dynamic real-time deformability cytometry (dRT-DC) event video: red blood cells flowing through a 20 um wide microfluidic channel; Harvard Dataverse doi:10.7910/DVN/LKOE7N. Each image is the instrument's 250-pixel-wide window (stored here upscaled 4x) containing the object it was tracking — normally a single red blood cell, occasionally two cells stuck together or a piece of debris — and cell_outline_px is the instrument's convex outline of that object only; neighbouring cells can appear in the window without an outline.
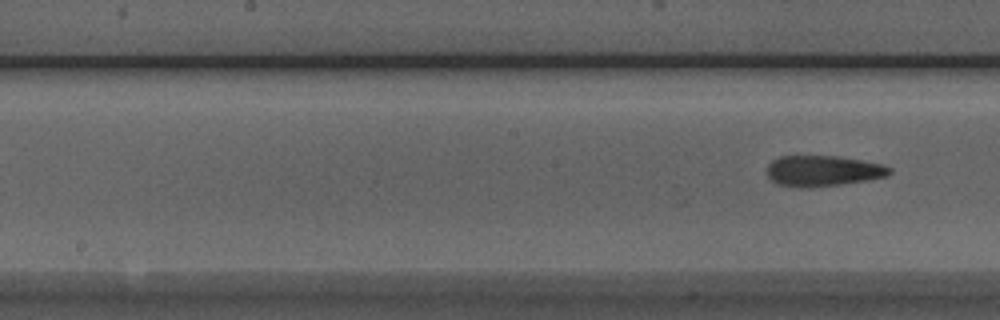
{"species": "Egyptian fruit bat (a non-hibernating species)", "species_latin": "Rousettus aegyptiacus", "temperature_condition": "room temperature", "stored_images_in_passage": 8, "segment_of_instrument_passage": [2, 2], "camera_frame_rate_fps": 3000, "um_per_image_px": 0.085, "animal": {"sex": "male"}, "frame": {"image": 1, "passage_image": 8, "time_ms": 8.0, "image_size_px": [1000, 320], "cell_outline_px": [[892, 172], [884, 176], [868, 180], [840, 184], [808, 188], [800, 188], [776, 184], [768, 176], [768, 164], [772, 160], [780, 156], [836, 156], [860, 160], [880, 164], [892, 168]], "centroid_in_image_um": [69.91, 14.53], "position_along_channel_um": 178.3, "area_um2": 21.85}}